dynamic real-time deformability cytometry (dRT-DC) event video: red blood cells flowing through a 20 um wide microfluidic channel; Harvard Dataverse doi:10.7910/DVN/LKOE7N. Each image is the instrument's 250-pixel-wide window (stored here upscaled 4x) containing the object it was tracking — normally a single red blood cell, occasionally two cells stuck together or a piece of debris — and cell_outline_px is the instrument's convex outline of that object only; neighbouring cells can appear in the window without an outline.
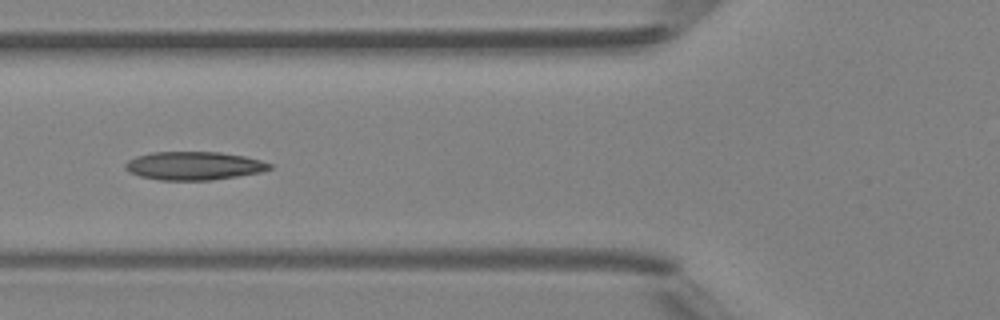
{"species": "Egyptian fruit bat (a non-hibernating species)", "species_latin": "Rousettus aegyptiacus", "temperature_condition": "room temperature", "stored_images_in_passage": 5, "camera_frame_rate_fps": 3000, "um_per_image_px": 0.085, "animal": {"sex": "female"}, "frame": {"image": 1, "passage_image": 4, "time_ms": 4.333, "image_size_px": [1000, 320], "cell_outline_px": [[272, 168], [260, 172], [212, 180], [160, 180], [140, 176], [128, 172], [124, 168], [124, 164], [128, 160], [136, 156], [152, 152], [220, 152], [244, 156], [260, 160], [272, 164]], "centroid_in_image_um": [16.45, 14.09], "position_along_channel_um": 109.4, "area_um2": 23.81}}
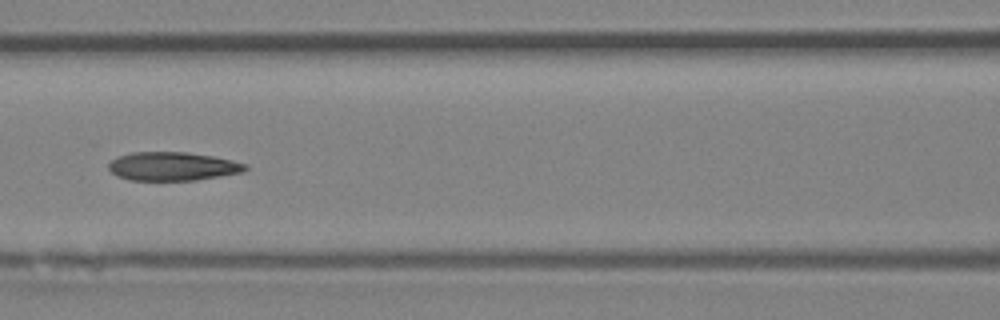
{"frame": {"image": 2, "passage_image": 5, "time_ms": 5.333, "image_size_px": [1000, 320], "cell_outline_px": [[248, 168], [244, 172], [196, 180], [128, 180], [116, 176], [108, 168], [108, 164], [112, 160], [120, 156], [132, 152], [188, 152], [212, 156], [232, 160], [248, 164]], "centroid_in_image_um": [14.69, 14.14], "position_along_channel_um": 151.9, "area_um2": 22.83}}